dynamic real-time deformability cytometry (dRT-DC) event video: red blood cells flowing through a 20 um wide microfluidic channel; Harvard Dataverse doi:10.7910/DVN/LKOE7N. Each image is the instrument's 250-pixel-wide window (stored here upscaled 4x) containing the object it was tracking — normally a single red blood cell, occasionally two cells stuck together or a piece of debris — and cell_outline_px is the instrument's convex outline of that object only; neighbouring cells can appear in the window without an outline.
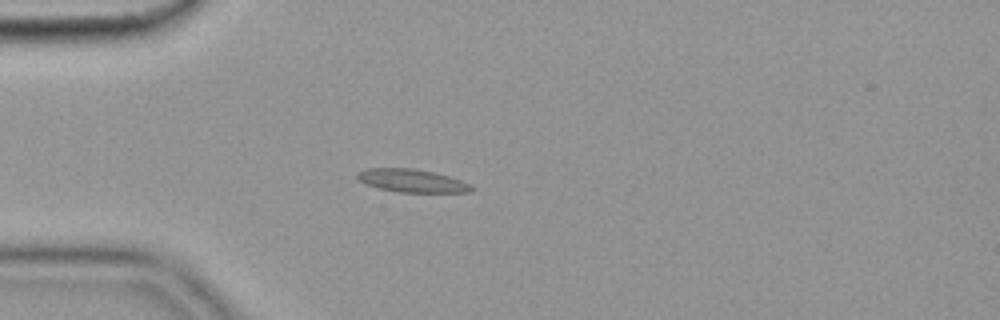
{"species": "common noctule bat (a hibernating species)", "species_latin": "Nyctalus noctula", "temperature_condition": "cold", "stored_images_in_passage": 41, "camera_frame_rate_fps": 3000, "um_per_image_px": 0.085, "animal": {"sex": "female", "body_mass_g": 19.9}, "frame": {"image": 1, "passage_image": 1, "time_ms": 0.0, "image_size_px": [1000, 320], "cell_outline_px": [[472, 192], [396, 192], [364, 184], [356, 180], [356, 172], [364, 168], [412, 168], [432, 172], [448, 176], [460, 180], [468, 184], [472, 188]], "centroid_in_image_um": [34.9, 15.35], "position_along_channel_um": 50.1, "area_um2": 15.32}}
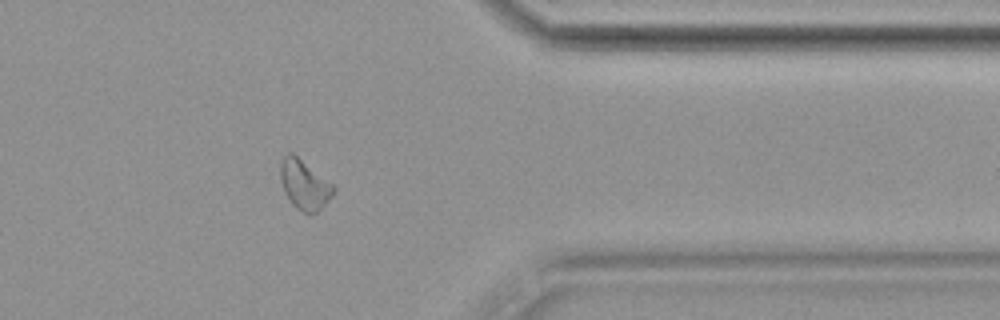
{"frame": {"image": 2, "passage_image": 31, "time_ms": 10.0, "image_size_px": [1000, 320], "cell_outline_px": [[336, 192], [316, 212], [308, 216], [296, 208], [292, 204], [284, 192], [280, 180], [280, 160], [288, 152], [292, 152], [336, 184]], "centroid_in_image_um": [25.9, 15.68], "position_along_channel_um": 385.5, "area_um2": 15.9}}
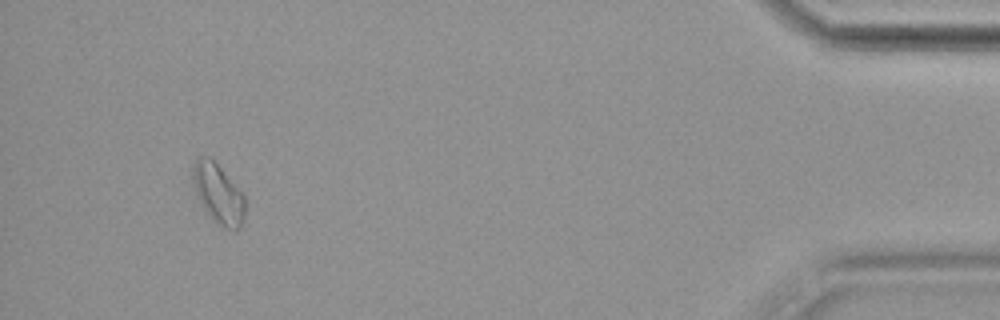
{"frame": {"image": 3, "passage_image": 38, "time_ms": 12.333, "image_size_px": [1000, 320], "cell_outline_px": [[244, 220], [240, 228], [236, 232], [224, 228], [216, 224], [212, 220], [204, 208], [196, 192], [192, 180], [192, 168], [196, 156], [208, 156], [220, 168], [244, 196]], "centroid_in_image_um": [18.54, 16.5], "position_along_channel_um": 416.7, "area_um2": 18.03}, "authors_computed_cell_mechanics": {"area_um2": 14.9702, "velocity_mm_per_s": 3.6152, "shape_relaxation_time_tau1_ms": null, "shape_relaxation_time_tau2_ms": 2.2841, "deformation_change_tau1": null, "deformation_change_tau2": 0.0885}}